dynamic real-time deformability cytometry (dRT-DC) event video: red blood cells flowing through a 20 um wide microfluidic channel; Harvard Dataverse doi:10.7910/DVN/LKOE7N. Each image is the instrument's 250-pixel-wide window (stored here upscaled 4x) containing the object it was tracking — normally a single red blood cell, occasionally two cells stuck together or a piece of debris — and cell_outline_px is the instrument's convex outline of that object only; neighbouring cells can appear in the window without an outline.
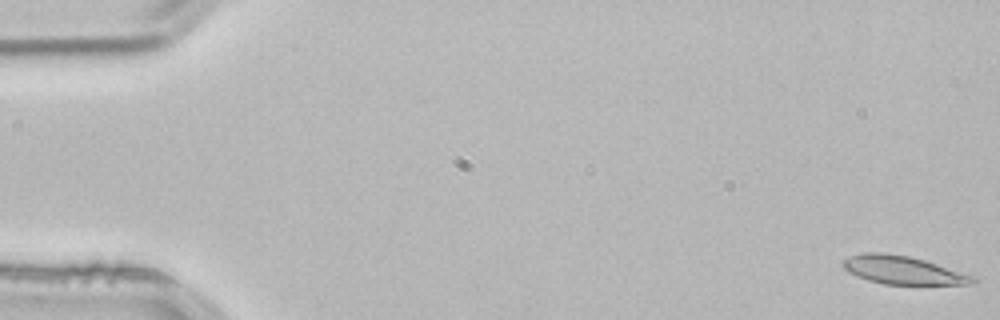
{"species": "common noctule bat (a hibernating species)", "species_latin": "Nyctalus noctula", "temperature_condition": "room temperature", "stored_images_in_passage": 17, "camera_frame_rate_fps": 3000, "um_per_image_px": 0.085, "animal": {"sex": "male", "body_mass_g": 21.5, "forearm_length_mm": 52.0}, "frame": {"image": 1, "passage_image": 1, "time_ms": 0.0, "image_size_px": [1000, 320], "cell_outline_px": [[976, 280], [972, 284], [884, 284], [868, 280], [848, 272], [840, 264], [844, 260], [852, 256], [864, 252], [884, 252], [912, 256], [976, 276]], "centroid_in_image_um": [76.75, 22.95], "position_along_channel_um": 8.2, "area_um2": 21.39}}